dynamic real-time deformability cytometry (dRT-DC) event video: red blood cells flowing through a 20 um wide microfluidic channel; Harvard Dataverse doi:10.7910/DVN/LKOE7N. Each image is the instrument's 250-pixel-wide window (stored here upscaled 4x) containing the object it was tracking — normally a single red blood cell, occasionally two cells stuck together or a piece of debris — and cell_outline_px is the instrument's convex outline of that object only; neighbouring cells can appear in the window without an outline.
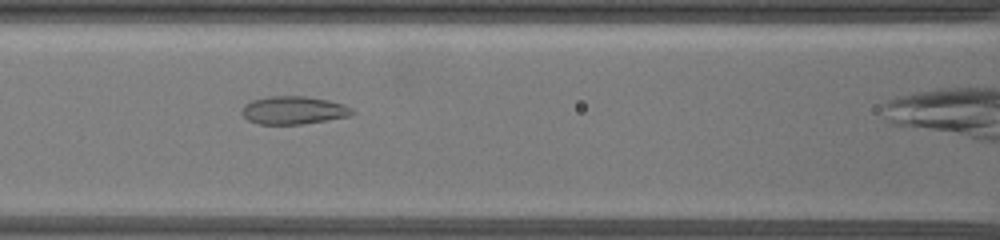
{"species": "common noctule bat (a hibernating species)", "species_latin": "Nyctalus noctula", "temperature_condition": "warm", "stored_images_in_passage": 42, "camera_frame_rate_fps": 3000, "um_per_image_px": 0.085, "animal": {"sex": "female", "body_mass_g": 19.5, "forearm_length_mm": 54.1}, "frame": {"image": 1, "passage_image": 12, "time_ms": 3.667, "image_size_px": [1000, 240], "cell_outline_px": [[356, 112], [348, 116], [300, 124], [260, 124], [248, 120], [240, 112], [244, 104], [252, 100], [268, 96], [304, 96], [328, 100], [352, 108]], "centroid_in_image_um": [24.9, 9.36], "position_along_channel_um": 141.7, "area_um2": 17.8}}
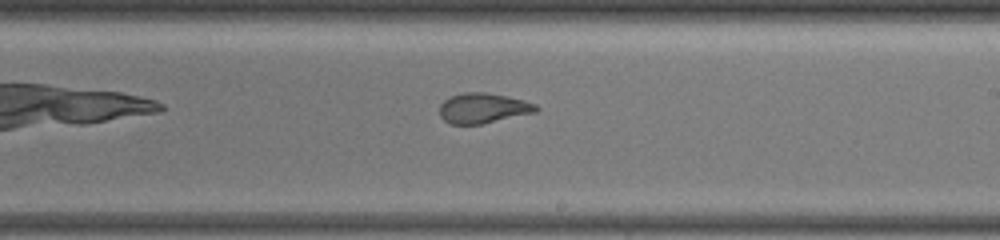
{"frame": {"image": 2, "passage_image": 23, "time_ms": 7.333, "image_size_px": [1000, 240], "cell_outline_px": [[540, 108], [536, 112], [480, 124], [448, 124], [440, 116], [440, 104], [444, 100], [452, 96], [464, 92], [488, 92], [508, 96], [524, 100], [536, 104]], "centroid_in_image_um": [41.07, 9.18], "position_along_channel_um": 247.9, "area_um2": 16.99}}
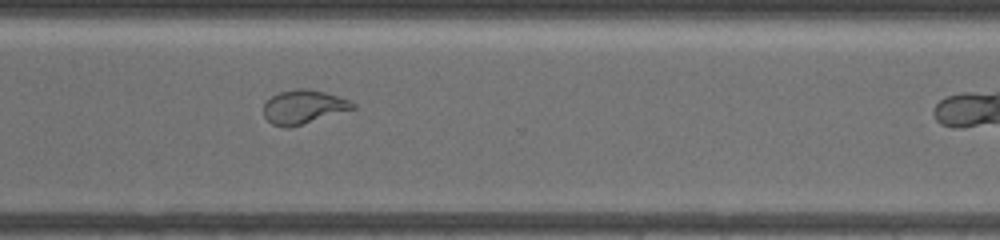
{"frame": {"image": 3, "passage_image": 33, "time_ms": 10.667, "image_size_px": [1000, 240], "cell_outline_px": [[356, 108], [288, 128], [284, 128], [272, 124], [264, 116], [264, 104], [272, 96], [280, 92], [296, 88], [308, 88], [324, 92], [352, 100], [356, 104]], "centroid_in_image_um": [25.81, 9.08], "position_along_channel_um": 344.8, "area_um2": 17.51}}